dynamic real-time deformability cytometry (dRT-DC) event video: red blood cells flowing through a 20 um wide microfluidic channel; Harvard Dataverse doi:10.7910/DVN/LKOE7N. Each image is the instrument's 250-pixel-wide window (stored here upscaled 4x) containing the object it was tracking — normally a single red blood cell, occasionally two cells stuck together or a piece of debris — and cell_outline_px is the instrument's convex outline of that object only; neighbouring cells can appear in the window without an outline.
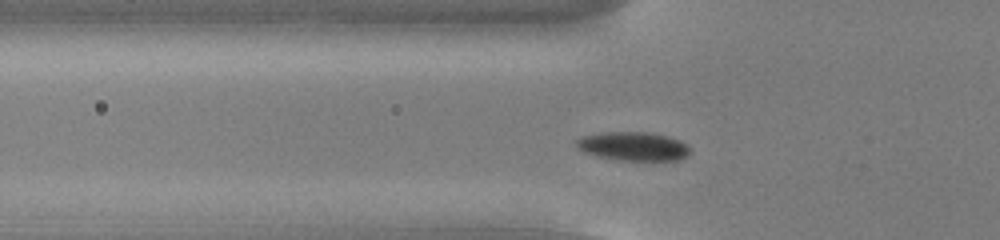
{"species": "common noctule bat (a hibernating species)", "species_latin": "Nyctalus noctula", "temperature_condition": "cold", "stored_images_in_passage": 44, "camera_frame_rate_fps": 3000, "um_per_image_px": 0.085, "animal": {"sex": "male", "body_mass_g": 13.0, "forearm_length_mm": 53.1}, "frame": {"image": 1, "passage_image": 8, "time_ms": 2.333, "image_size_px": [1000, 240], "cell_outline_px": [[692, 148], [688, 156], [676, 160], [616, 160], [584, 152], [576, 148], [576, 140], [584, 136], [600, 132], [648, 132], [668, 136], [680, 140]], "centroid_in_image_um": [53.85, 12.43], "position_along_channel_um": 71.9, "area_um2": 19.13}}
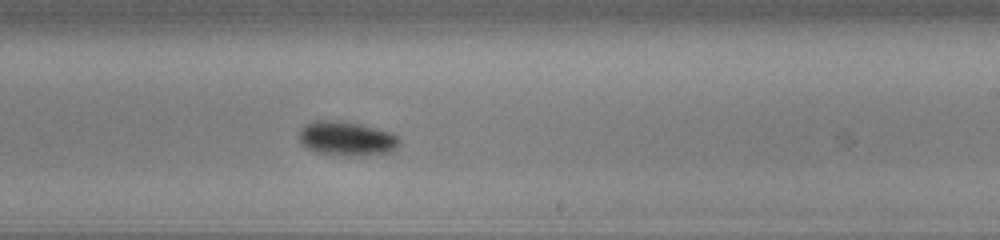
{"frame": {"image": 2, "passage_image": 23, "time_ms": 7.333, "image_size_px": [1000, 240], "cell_outline_px": [[400, 144], [392, 152], [368, 156], [344, 156], [316, 152], [308, 148], [300, 140], [300, 132], [304, 124], [316, 120], [332, 120], [360, 124], [392, 132], [400, 136]], "centroid_in_image_um": [29.54, 11.79], "position_along_channel_um": 259.5, "area_um2": 20.29}}
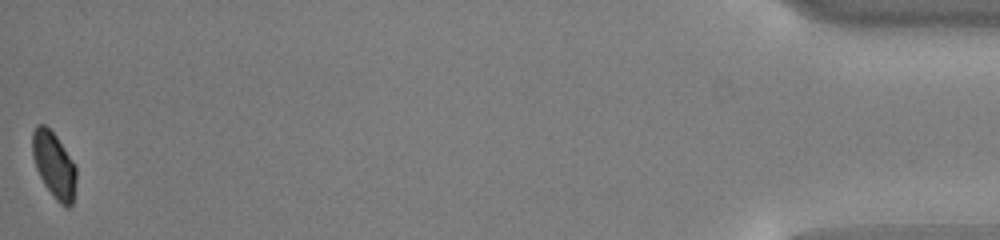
{"frame": {"image": 3, "passage_image": 44, "time_ms": 14.333, "image_size_px": [1000, 240], "cell_outline_px": [[76, 180], [72, 204], [68, 208], [64, 208], [56, 200], [44, 184], [36, 168], [32, 156], [32, 132], [36, 124], [44, 124], [56, 136], [76, 164]], "centroid_in_image_um": [4.59, 14.03], "position_along_channel_um": 430.6, "area_um2": 16.99}, "authors_computed_cell_mechanics": {"area_um2": 18.7272, "velocity_mm_per_s": 3.7706, "shape_relaxation_time_tau1_ms": 1.492, "shape_relaxation_time_tau2_ms": null, "deformation_change_tau1": 0.0759, "deformation_change_tau2": null}}